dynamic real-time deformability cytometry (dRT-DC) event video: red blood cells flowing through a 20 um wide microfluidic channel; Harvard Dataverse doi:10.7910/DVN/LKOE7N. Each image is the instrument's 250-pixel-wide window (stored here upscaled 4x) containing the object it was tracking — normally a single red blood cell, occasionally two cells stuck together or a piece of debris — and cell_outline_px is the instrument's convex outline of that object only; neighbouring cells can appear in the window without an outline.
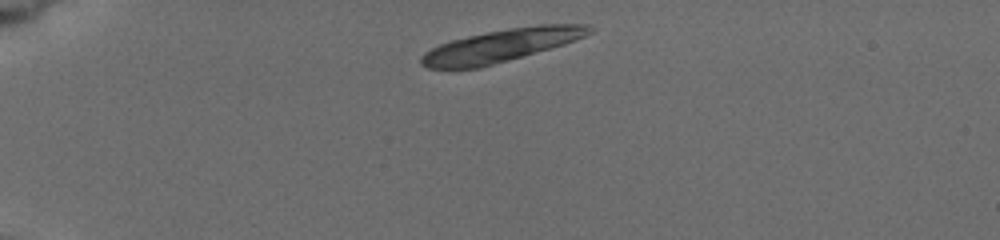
{"species": "common noctule bat (a hibernating species)", "species_latin": "Nyctalus noctula", "temperature_condition": "cold", "stored_images_in_passage": 15, "camera_frame_rate_fps": 3000, "um_per_image_px": 0.085, "animal": {"sex": "female", "body_mass_g": 19.5, "forearm_length_mm": 54.1}, "frame": {"image": 1, "passage_image": 1, "time_ms": 0.0, "image_size_px": [1000, 240], "cell_outline_px": [[596, 28], [592, 32], [576, 40], [564, 44], [480, 68], [428, 68], [420, 64], [420, 56], [424, 52], [440, 44], [452, 40], [468, 36], [508, 28], [536, 24], [588, 24]], "centroid_in_image_um": [42.62, 3.86], "position_along_channel_um": 42.4, "area_um2": 31.85}}
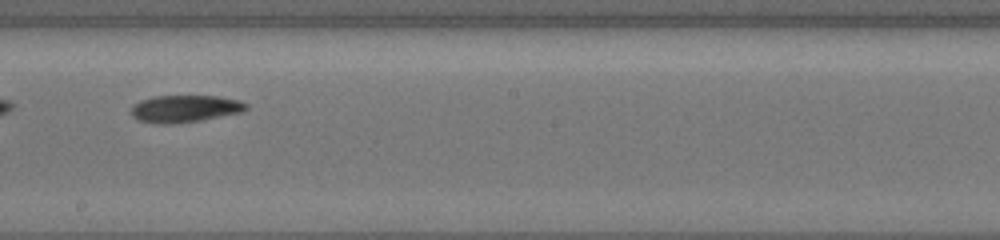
{"frame": {"image": 2, "passage_image": 8, "time_ms": 6.667, "image_size_px": [1000, 240], "cell_outline_px": [[248, 108], [244, 112], [200, 120], [140, 120], [132, 116], [128, 112], [132, 104], [140, 100], [152, 96], [216, 96], [240, 100], [248, 104]], "centroid_in_image_um": [15.78, 9.17], "position_along_channel_um": 232.4, "area_um2": 17.4}}
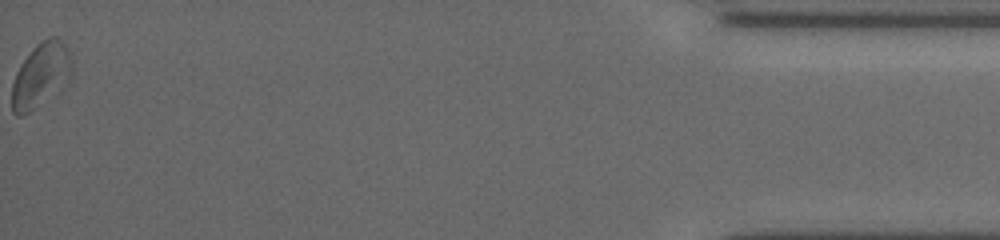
{"frame": {"image": 3, "passage_image": 15, "time_ms": 14.0, "image_size_px": [1000, 240], "cell_outline_px": [[72, 72], [68, 80], [28, 112], [20, 116], [16, 116], [12, 112], [12, 84], [16, 72], [20, 64], [32, 48], [36, 44], [48, 36], [56, 36], [68, 48], [72, 64]], "centroid_in_image_um": [3.44, 6.32], "position_along_channel_um": 431.8, "area_um2": 21.96}}